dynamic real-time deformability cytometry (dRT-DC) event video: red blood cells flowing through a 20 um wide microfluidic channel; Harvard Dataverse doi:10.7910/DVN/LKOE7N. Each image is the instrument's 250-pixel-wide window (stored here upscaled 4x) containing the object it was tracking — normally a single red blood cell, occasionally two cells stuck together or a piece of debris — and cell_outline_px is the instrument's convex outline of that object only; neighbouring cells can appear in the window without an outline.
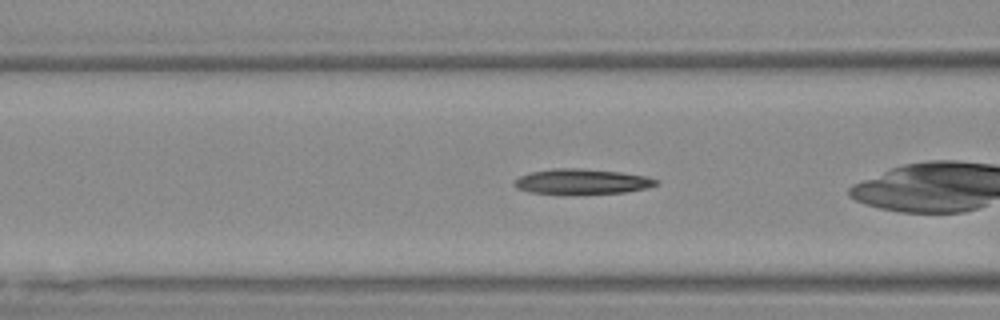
{"species": "Egyptian fruit bat (a non-hibernating species)", "species_latin": "Rousettus aegyptiacus", "temperature_condition": "warm", "stored_images_in_passage": 52, "camera_frame_rate_fps": 3000, "um_per_image_px": 0.085, "animal": {"sex": "female"}, "frame": {"image": 1, "passage_image": 19, "time_ms": 6.0, "image_size_px": [1000, 320], "cell_outline_px": [[656, 184], [644, 188], [624, 192], [528, 192], [516, 188], [512, 184], [520, 176], [532, 172], [556, 168], [576, 168], [620, 172], [644, 176], [656, 180]], "centroid_in_image_um": [49.4, 15.4], "position_along_channel_um": 117.2, "area_um2": 19.71}}
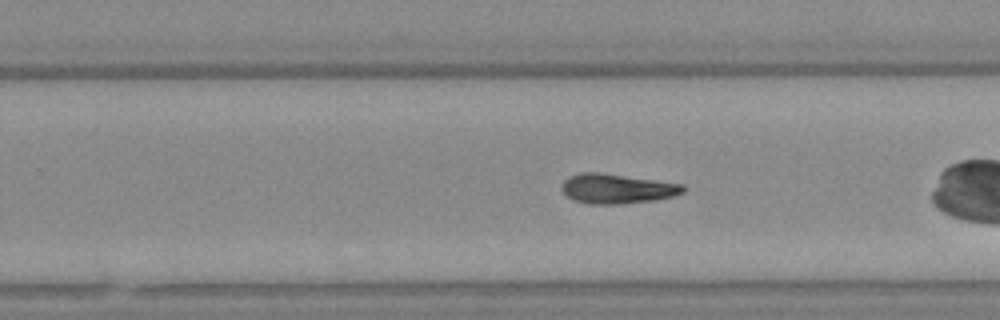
{"frame": {"image": 2, "passage_image": 32, "time_ms": 10.333, "image_size_px": [1000, 320], "cell_outline_px": [[684, 192], [672, 196], [652, 200], [620, 204], [588, 204], [572, 200], [560, 188], [560, 184], [568, 176], [580, 172], [600, 172], [684, 184]], "centroid_in_image_um": [52.38, 16.03], "position_along_channel_um": 277.4, "area_um2": 21.1}}
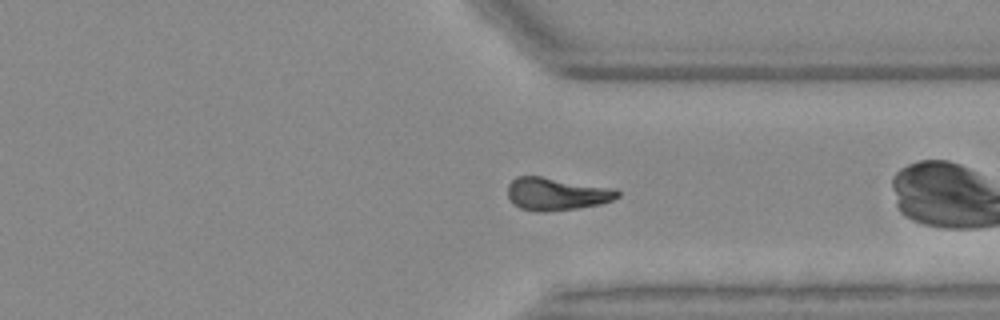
{"frame": {"image": 3, "passage_image": 39, "time_ms": 12.667, "image_size_px": [1000, 320], "cell_outline_px": [[620, 196], [612, 200], [600, 204], [576, 208], [544, 212], [536, 212], [520, 208], [508, 196], [508, 184], [516, 176], [540, 176], [616, 188], [620, 192]], "centroid_in_image_um": [47.33, 16.47], "position_along_channel_um": 364.1, "area_um2": 20.92}, "authors_computed_cell_mechanics": {"area_um2": 20.7213, "velocity_mm_per_s": 3.7031, "shape_relaxation_time_tau1_ms": null, "shape_relaxation_time_tau2_ms": 11.0969, "deformation_change_tau1": null, "deformation_change_tau2": 0.1879}}